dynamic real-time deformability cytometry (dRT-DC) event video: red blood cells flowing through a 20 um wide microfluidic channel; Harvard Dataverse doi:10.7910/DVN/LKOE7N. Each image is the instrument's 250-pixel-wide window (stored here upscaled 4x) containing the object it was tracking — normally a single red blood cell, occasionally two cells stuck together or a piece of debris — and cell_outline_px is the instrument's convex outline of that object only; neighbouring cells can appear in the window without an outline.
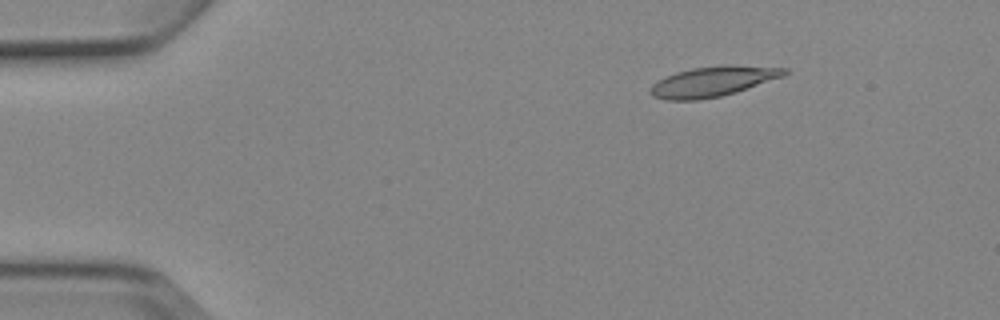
{"species": "Egyptian fruit bat (a non-hibernating species)", "species_latin": "Rousettus aegyptiacus", "temperature_condition": "cold", "stored_images_in_passage": 6, "segment_of_instrument_passage": [2, 2], "camera_frame_rate_fps": 3000, "um_per_image_px": 0.085, "animal": {"sex": "female"}, "frame": {"image": 1, "passage_image": 6, "time_ms": 6.667, "image_size_px": [1000, 320], "cell_outline_px": [[788, 72], [784, 76], [736, 92], [720, 96], [700, 100], [664, 100], [652, 96], [648, 92], [648, 88], [656, 80], [676, 72], [692, 68], [724, 64], [732, 64], [788, 68]], "centroid_in_image_um": [60.56, 6.92], "position_along_channel_um": 24.4, "area_um2": 23.93}}